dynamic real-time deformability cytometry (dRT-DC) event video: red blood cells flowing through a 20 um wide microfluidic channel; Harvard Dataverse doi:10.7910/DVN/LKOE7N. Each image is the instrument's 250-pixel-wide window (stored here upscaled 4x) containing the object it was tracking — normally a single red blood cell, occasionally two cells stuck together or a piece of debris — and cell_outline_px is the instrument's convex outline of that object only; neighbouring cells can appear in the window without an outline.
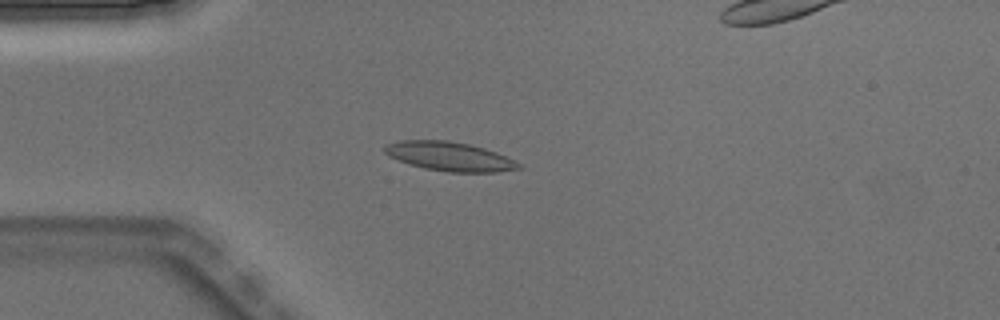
{"species": "Egyptian fruit bat (a non-hibernating species)", "species_latin": "Rousettus aegyptiacus", "temperature_condition": "warm", "stored_images_in_passage": 5, "camera_frame_rate_fps": 3000, "um_per_image_px": 0.085, "animal": {"sex": "male"}, "frame": {"image": 1, "passage_image": 4, "time_ms": 1.0, "image_size_px": [1000, 320], "cell_outline_px": [[520, 168], [496, 172], [448, 172], [424, 168], [388, 156], [384, 152], [384, 144], [400, 140], [448, 140], [468, 144], [484, 148], [496, 152], [520, 164]], "centroid_in_image_um": [38.16, 13.28], "position_along_channel_um": 46.8, "area_um2": 22.43}}